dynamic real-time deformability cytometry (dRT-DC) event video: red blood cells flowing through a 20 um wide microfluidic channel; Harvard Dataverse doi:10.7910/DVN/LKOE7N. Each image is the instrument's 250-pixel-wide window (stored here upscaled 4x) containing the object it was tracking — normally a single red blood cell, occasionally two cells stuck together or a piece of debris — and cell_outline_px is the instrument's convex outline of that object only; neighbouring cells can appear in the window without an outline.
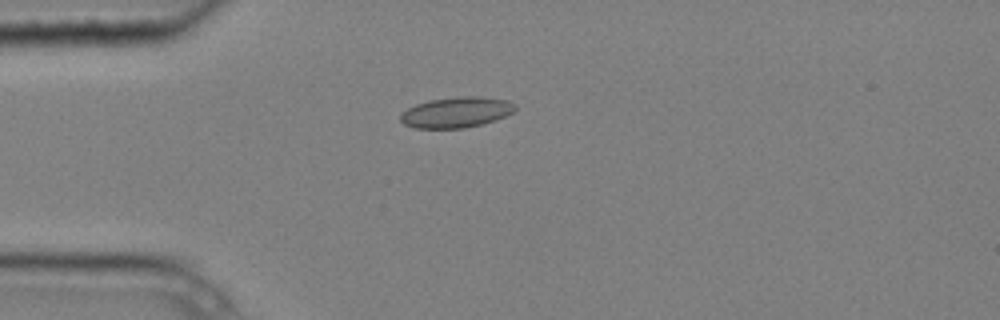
{"species": "common noctule bat (a hibernating species)", "species_latin": "Nyctalus noctula", "temperature_condition": "cold", "stored_images_in_passage": 1, "camera_frame_rate_fps": 3000, "um_per_image_px": 0.085, "animal": {"sex": "male", "body_mass_g": 20.4}, "frame": {"image": 1, "passage_image": 1, "time_ms": 0.0, "image_size_px": [1000, 320], "cell_outline_px": [[516, 108], [512, 112], [496, 120], [464, 128], [416, 128], [404, 124], [400, 120], [400, 116], [408, 108], [416, 104], [428, 100], [460, 96], [480, 96], [508, 100], [516, 104]], "centroid_in_image_um": [38.8, 9.53], "position_along_channel_um": 46.2, "area_um2": 20.4}}